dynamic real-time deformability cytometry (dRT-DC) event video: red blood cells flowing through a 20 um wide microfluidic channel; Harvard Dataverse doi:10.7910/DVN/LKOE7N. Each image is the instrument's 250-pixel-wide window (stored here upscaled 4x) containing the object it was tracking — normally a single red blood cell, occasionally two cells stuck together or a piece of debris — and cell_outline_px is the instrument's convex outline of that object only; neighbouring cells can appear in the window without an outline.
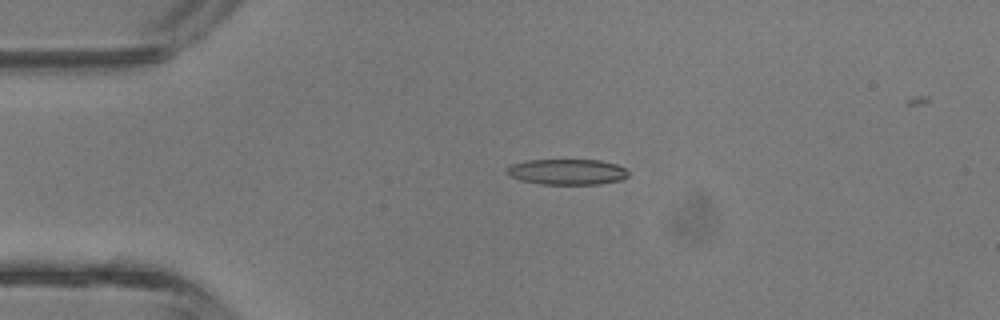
{"species": "common noctule bat (a hibernating species)", "species_latin": "Nyctalus noctula", "temperature_condition": "room temperature", "stored_images_in_passage": 37, "camera_frame_rate_fps": 3000, "um_per_image_px": 0.085, "animal": {"sex": "male", "body_mass_g": 13.3}, "frame": {"image": 1, "passage_image": 4, "time_ms": 1.0, "image_size_px": [1000, 320], "cell_outline_px": [[628, 176], [620, 180], [596, 184], [544, 184], [520, 180], [504, 172], [512, 164], [528, 160], [600, 160], [616, 164], [624, 168], [628, 172]], "centroid_in_image_um": [48.2, 14.6], "position_along_channel_um": 36.8, "area_um2": 17.98}}
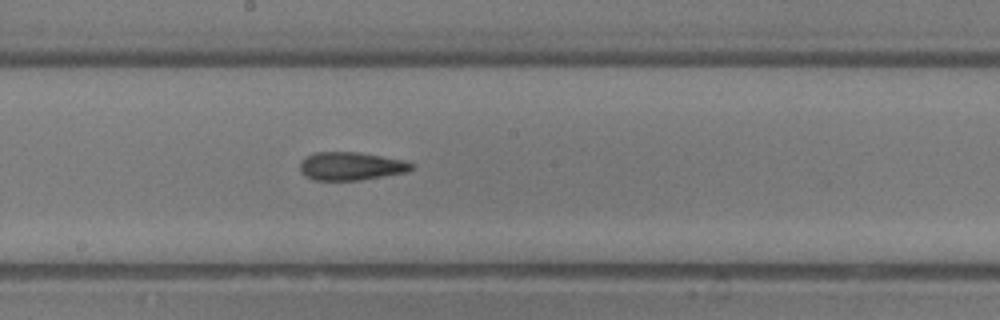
{"frame": {"image": 2, "passage_image": 17, "time_ms": 5.333, "image_size_px": [1000, 320], "cell_outline_px": [[416, 164], [412, 168], [404, 172], [360, 180], [316, 180], [304, 176], [300, 172], [300, 160], [304, 156], [312, 152], [356, 152], [404, 160]], "centroid_in_image_um": [29.76, 14.11], "position_along_channel_um": 218.4, "area_um2": 18.32}}
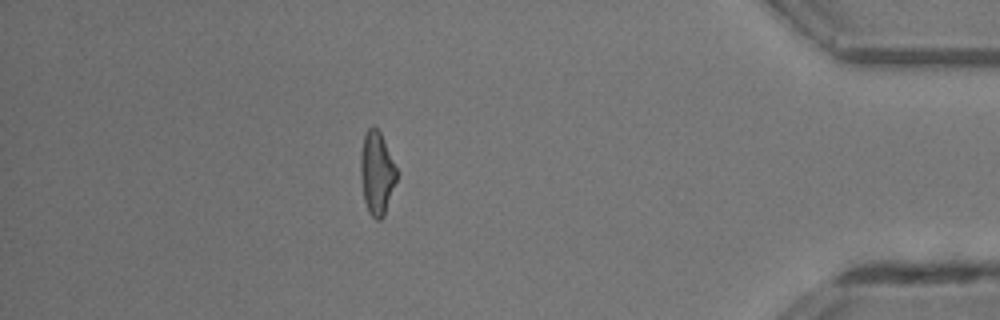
{"frame": {"image": 3, "passage_image": 31, "time_ms": 10.0, "image_size_px": [1000, 320], "cell_outline_px": [[396, 180], [384, 216], [380, 220], [376, 220], [368, 212], [364, 200], [360, 172], [360, 156], [364, 136], [368, 128], [372, 124], [380, 132], [396, 168]], "centroid_in_image_um": [32.0, 14.72], "position_along_channel_um": 403.2, "area_um2": 17.22}, "authors_computed_cell_mechanics": {"area_um2": 18.0336, "velocity_mm_per_s": 4.9655, "shape_relaxation_time_tau1_ms": 4.5094, "shape_relaxation_time_tau2_ms": 2.7716, "deformation_change_tau1": 0.145, "deformation_change_tau2": 0.1444}}